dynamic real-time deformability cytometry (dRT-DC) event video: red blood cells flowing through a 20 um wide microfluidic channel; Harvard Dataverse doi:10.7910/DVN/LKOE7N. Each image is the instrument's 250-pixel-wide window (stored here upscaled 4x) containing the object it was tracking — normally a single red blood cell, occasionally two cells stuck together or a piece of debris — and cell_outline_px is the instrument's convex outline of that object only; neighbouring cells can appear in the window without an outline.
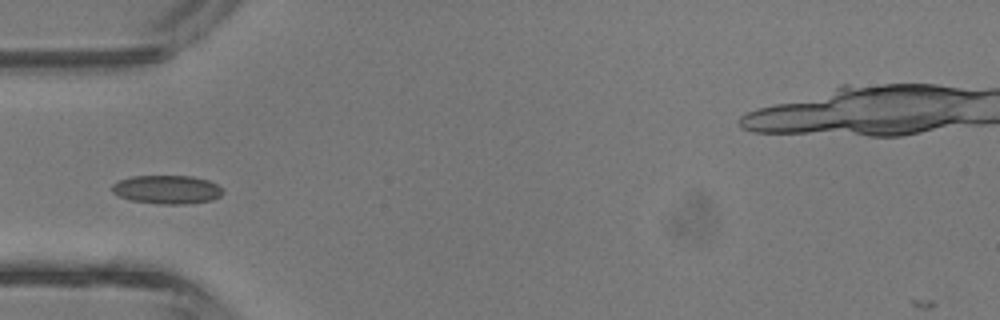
{"species": "common noctule bat (a hibernating species)", "species_latin": "Nyctalus noctula", "temperature_condition": "room temperature", "stored_images_in_passage": 42, "camera_frame_rate_fps": 3000, "um_per_image_px": 0.085, "animal": {"sex": "male", "body_mass_g": 13.3}, "frame": {"image": 1, "passage_image": 12, "time_ms": 3.667, "image_size_px": [1000, 320], "cell_outline_px": [[224, 192], [220, 196], [212, 200], [188, 204], [156, 204], [132, 200], [120, 196], [112, 192], [112, 184], [120, 180], [132, 176], [192, 176], [208, 180], [216, 184]], "centroid_in_image_um": [14.2, 16.11], "position_along_channel_um": 70.8, "area_um2": 18.44}}
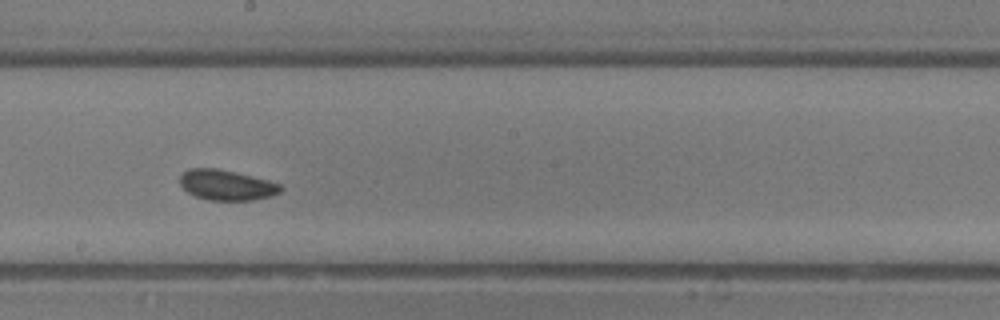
{"frame": {"image": 2, "passage_image": 22, "time_ms": 7.0, "image_size_px": [1000, 320], "cell_outline_px": [[280, 192], [272, 196], [252, 200], [208, 200], [196, 196], [188, 192], [180, 184], [180, 176], [184, 172], [192, 168], [216, 168], [268, 180], [280, 184]], "centroid_in_image_um": [19.25, 15.73], "position_along_channel_um": 229.0, "area_um2": 17.51}}
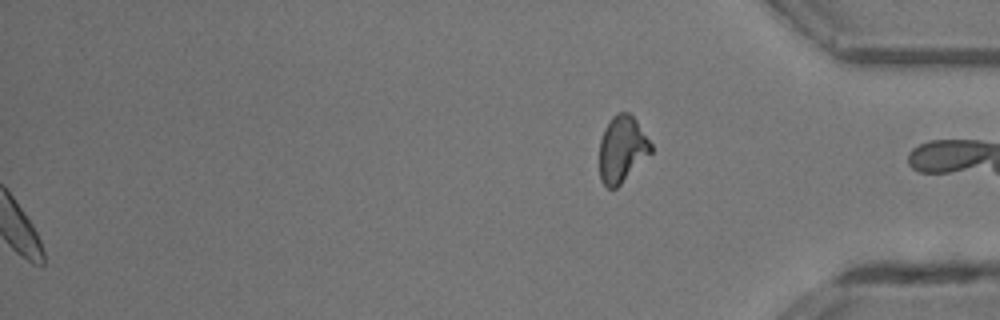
{"frame": {"image": 3, "passage_image": 42, "time_ms": 13.667, "image_size_px": [1000, 320], "cell_outline_px": [[652, 152], [616, 188], [608, 188], [600, 180], [600, 140], [604, 128], [612, 116], [616, 112], [628, 112], [636, 120], [652, 144]], "centroid_in_image_um": [52.87, 12.66], "position_along_channel_um": 382.3, "area_um2": 19.83}, "authors_computed_cell_mechanics": {"area_um2": 17.6868, "velocity_mm_per_s": 4.7375, "shape_relaxation_time_tau1_ms": null, "shape_relaxation_time_tau2_ms": 2.7903, "deformation_change_tau1": null, "deformation_change_tau2": 0.057}}